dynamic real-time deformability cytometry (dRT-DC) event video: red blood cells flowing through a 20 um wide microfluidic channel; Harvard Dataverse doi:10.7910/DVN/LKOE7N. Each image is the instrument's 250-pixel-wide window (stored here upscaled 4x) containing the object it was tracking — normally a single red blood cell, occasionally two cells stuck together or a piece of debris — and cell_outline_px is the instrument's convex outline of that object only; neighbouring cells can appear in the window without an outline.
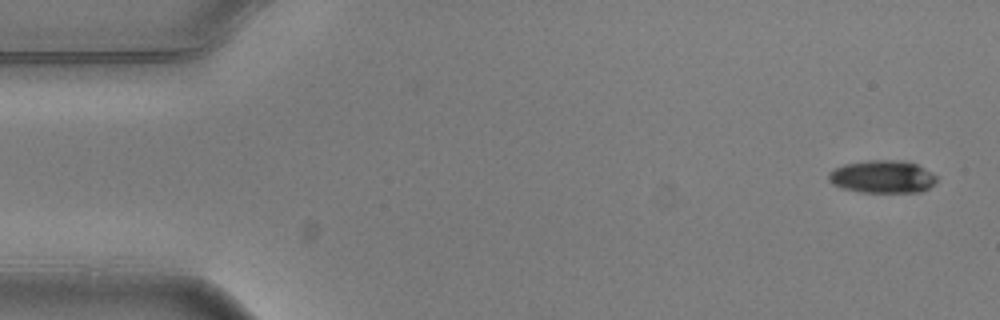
{"species": "common noctule bat (a hibernating species)", "species_latin": "Nyctalus noctula", "temperature_condition": "warm", "stored_images_in_passage": 4, "camera_frame_rate_fps": 3000, "um_per_image_px": 0.085, "animal": {"sex": "male", "body_mass_g": 20.5, "forearm_length_mm": 52.5}, "frame": {"image": 1, "passage_image": 1, "time_ms": 0.0, "image_size_px": [1000, 320], "cell_outline_px": [[936, 180], [928, 188], [920, 192], [860, 192], [840, 188], [832, 184], [828, 180], [828, 172], [832, 168], [844, 164], [868, 160], [904, 160], [916, 164], [932, 172], [936, 176]], "centroid_in_image_um": [74.95, 15.01], "position_along_channel_um": 10.0, "area_um2": 20.81}}